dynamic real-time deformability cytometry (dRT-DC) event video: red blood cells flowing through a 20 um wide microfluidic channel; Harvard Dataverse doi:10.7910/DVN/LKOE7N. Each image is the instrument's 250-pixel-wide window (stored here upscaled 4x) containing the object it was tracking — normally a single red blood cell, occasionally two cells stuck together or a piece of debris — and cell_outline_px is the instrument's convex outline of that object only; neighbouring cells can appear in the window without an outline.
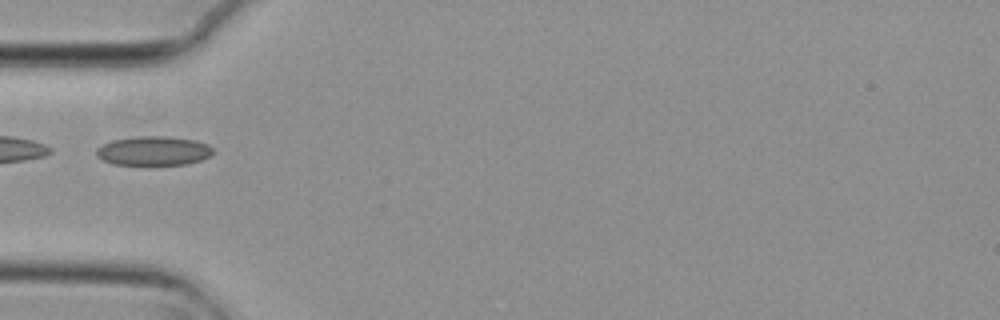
{"species": "common noctule bat (a hibernating species)", "species_latin": "Nyctalus noctula", "temperature_condition": "cold", "stored_images_in_passage": 5, "camera_frame_rate_fps": 3000, "um_per_image_px": 0.085, "animal": {"sex": "female", "body_mass_g": 29.2, "forearm_length_mm": 56.3}, "frame": {"image": 1, "passage_image": 5, "time_ms": 1.333, "image_size_px": [1000, 320], "cell_outline_px": [[212, 156], [188, 164], [112, 164], [96, 156], [96, 148], [112, 140], [136, 136], [164, 136], [196, 140], [208, 144], [212, 148]], "centroid_in_image_um": [13.06, 12.81], "position_along_channel_um": 71.9, "area_um2": 19.77}}